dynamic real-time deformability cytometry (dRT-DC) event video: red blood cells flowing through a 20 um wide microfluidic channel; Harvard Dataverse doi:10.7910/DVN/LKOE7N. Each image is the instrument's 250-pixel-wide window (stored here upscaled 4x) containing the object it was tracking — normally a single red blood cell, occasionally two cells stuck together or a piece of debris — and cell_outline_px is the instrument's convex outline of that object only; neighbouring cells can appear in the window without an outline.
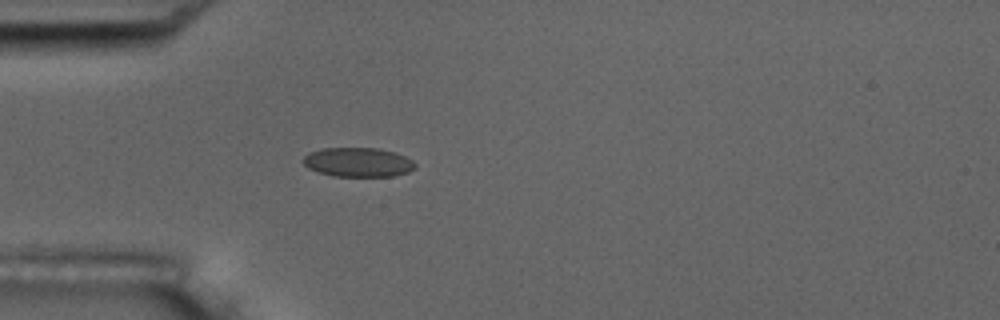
{"species": "common noctule bat (a hibernating species)", "species_latin": "Nyctalus noctula", "temperature_condition": "room temperature", "stored_images_in_passage": 4, "camera_frame_rate_fps": 3000, "um_per_image_px": 0.085, "animal": {"sex": "male", "body_mass_g": 17.5, "forearm_length_mm": 52.3}, "frame": {"image": 1, "passage_image": 4, "time_ms": 3.333, "image_size_px": [1000, 320], "cell_outline_px": [[416, 168], [408, 172], [392, 176], [332, 176], [316, 172], [308, 168], [300, 160], [308, 152], [324, 148], [376, 148], [396, 152], [412, 160], [416, 164]], "centroid_in_image_um": [30.4, 13.79], "position_along_channel_um": 54.6, "area_um2": 19.31}}